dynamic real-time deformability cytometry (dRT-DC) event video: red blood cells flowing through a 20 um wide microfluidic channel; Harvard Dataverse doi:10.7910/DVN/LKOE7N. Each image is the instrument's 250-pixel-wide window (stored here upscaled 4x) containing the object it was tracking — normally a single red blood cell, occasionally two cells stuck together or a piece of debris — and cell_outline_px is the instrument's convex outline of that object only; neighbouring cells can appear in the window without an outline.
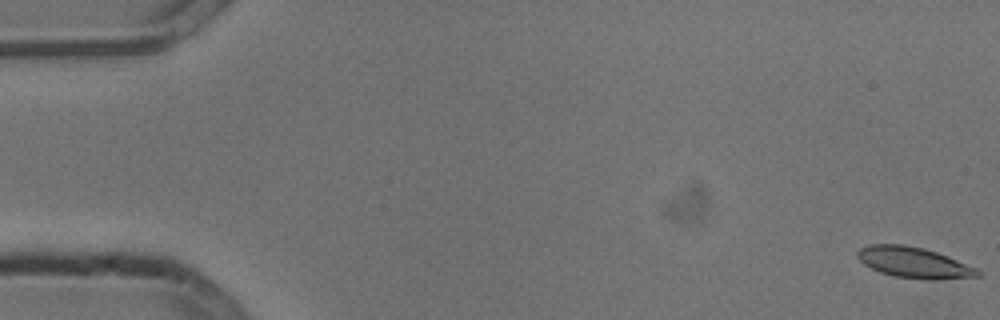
{"species": "common noctule bat (a hibernating species)", "species_latin": "Nyctalus noctula", "temperature_condition": "cold", "stored_images_in_passage": 5, "camera_frame_rate_fps": 3000, "um_per_image_px": 0.085, "animal": {"sex": "male", "body_mass_g": 13.3}, "frame": {"image": 1, "passage_image": 1, "time_ms": 0.0, "image_size_px": [1000, 320], "cell_outline_px": [[980, 276], [932, 280], [928, 280], [892, 276], [880, 272], [864, 264], [856, 256], [856, 252], [860, 248], [868, 244], [904, 244], [924, 248], [948, 256], [976, 268], [980, 272]], "centroid_in_image_um": [77.65, 22.31], "position_along_channel_um": 7.4, "area_um2": 21.62}}
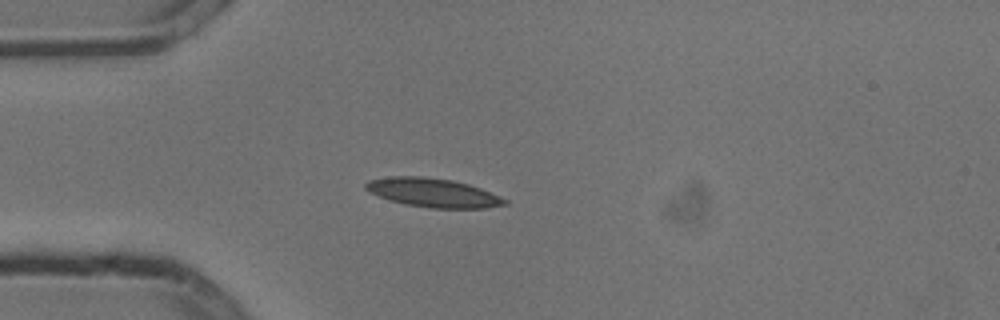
{"frame": {"image": 2, "passage_image": 5, "time_ms": 1.333, "image_size_px": [1000, 320], "cell_outline_px": [[508, 204], [484, 208], [432, 208], [404, 204], [388, 200], [368, 192], [364, 188], [364, 184], [368, 180], [388, 176], [420, 176], [452, 180], [468, 184], [480, 188], [500, 196], [508, 200]], "centroid_in_image_um": [36.76, 16.38], "position_along_channel_um": 48.2, "area_um2": 23.52}}